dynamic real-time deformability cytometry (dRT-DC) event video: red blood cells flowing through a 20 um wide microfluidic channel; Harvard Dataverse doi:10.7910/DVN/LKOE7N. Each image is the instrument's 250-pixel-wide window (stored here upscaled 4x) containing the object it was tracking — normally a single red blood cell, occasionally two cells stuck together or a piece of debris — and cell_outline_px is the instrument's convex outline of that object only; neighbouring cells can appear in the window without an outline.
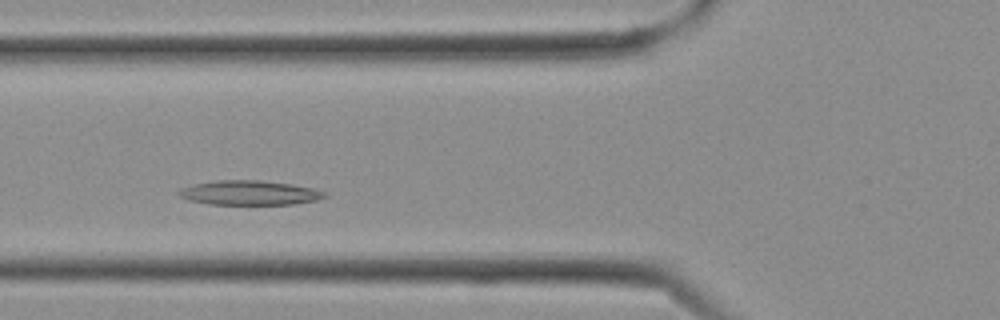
{"species": "Egyptian fruit bat (a non-hibernating species)", "species_latin": "Rousettus aegyptiacus", "temperature_condition": "cold", "stored_images_in_passage": 18, "camera_frame_rate_fps": 3000, "um_per_image_px": 0.085, "frame": {"image": 1, "passage_image": 7, "time_ms": 2.0, "image_size_px": [1000, 320], "cell_outline_px": [[328, 196], [316, 200], [296, 204], [208, 204], [188, 200], [180, 196], [176, 192], [180, 188], [192, 184], [216, 180], [260, 180], [292, 184], [312, 188], [328, 192]], "centroid_in_image_um": [21.2, 16.38], "position_along_channel_um": 104.6, "area_um2": 20.98}}
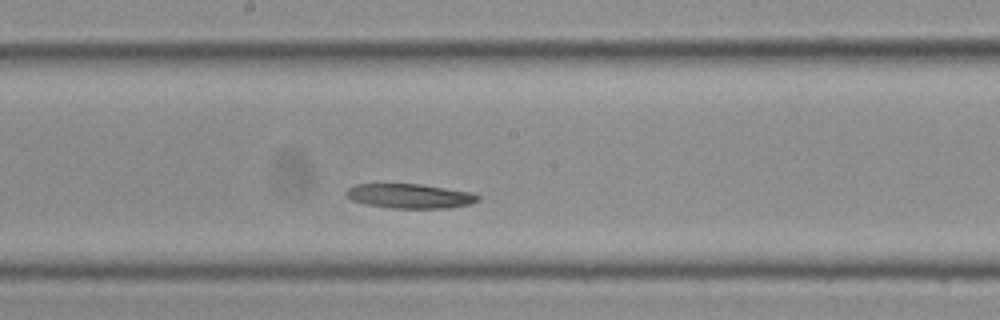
{"frame": {"image": 2, "passage_image": 12, "time_ms": 3.667, "image_size_px": [1000, 320], "cell_outline_px": [[480, 200], [468, 204], [448, 208], [388, 208], [368, 204], [352, 200], [348, 196], [348, 188], [356, 184], [420, 184], [472, 192], [480, 196]], "centroid_in_image_um": [34.88, 16.66], "position_along_channel_um": 213.3, "area_um2": 18.61}}
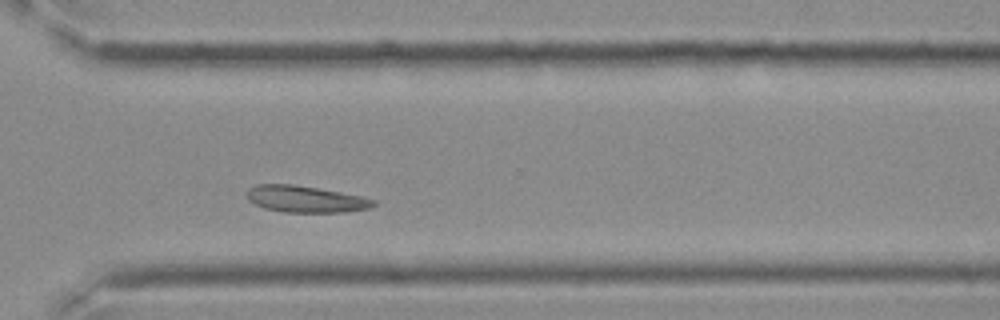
{"frame": {"image": 3, "passage_image": 18, "time_ms": 5.667, "image_size_px": [1000, 320], "cell_outline_px": [[376, 204], [368, 208], [344, 212], [284, 212], [264, 208], [248, 200], [248, 188], [256, 184], [292, 184], [340, 192], [360, 196], [376, 200]], "centroid_in_image_um": [25.95, 16.92], "position_along_channel_um": 344.6, "area_um2": 19.42}}